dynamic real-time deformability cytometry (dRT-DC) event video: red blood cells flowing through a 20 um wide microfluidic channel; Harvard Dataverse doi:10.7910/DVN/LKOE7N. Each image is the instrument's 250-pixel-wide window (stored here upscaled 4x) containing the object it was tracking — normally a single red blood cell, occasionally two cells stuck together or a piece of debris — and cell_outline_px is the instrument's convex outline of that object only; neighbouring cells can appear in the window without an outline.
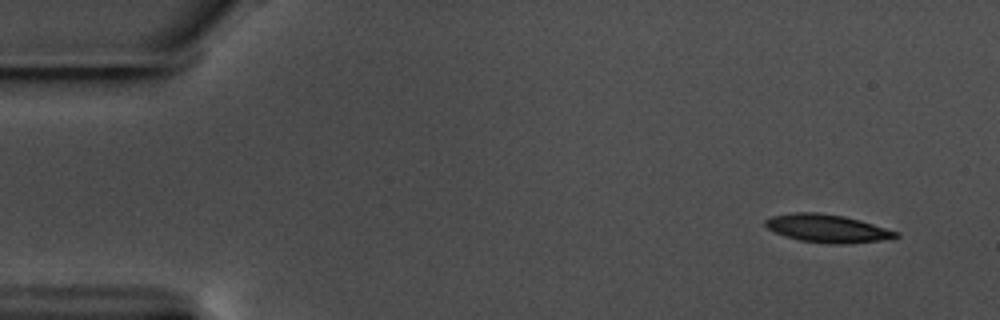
{"species": "common noctule bat (a hibernating species)", "species_latin": "Nyctalus noctula", "temperature_condition": "warm", "stored_images_in_passage": 54, "camera_frame_rate_fps": 3000, "um_per_image_px": 0.085, "animal": {"sex": "male", "body_mass_g": 17.5, "forearm_length_mm": 52.3}, "frame": {"image": 1, "passage_image": 1, "time_ms": 0.0, "image_size_px": [1000, 320], "cell_outline_px": [[900, 236], [880, 240], [844, 244], [828, 244], [800, 240], [784, 236], [768, 228], [764, 224], [764, 220], [772, 216], [796, 212], [816, 212], [844, 216], [860, 220], [900, 232]], "centroid_in_image_um": [70.32, 19.41], "position_along_channel_um": 14.7, "area_um2": 21.21}}
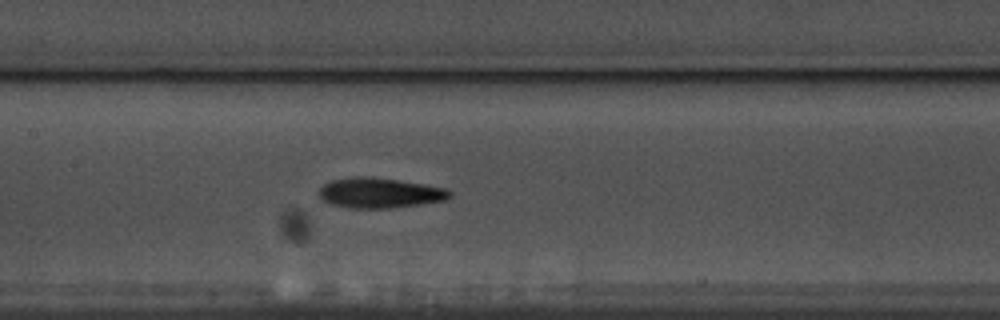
{"frame": {"image": 2, "passage_image": 24, "time_ms": 7.667, "image_size_px": [1000, 320], "cell_outline_px": [[452, 196], [444, 200], [424, 204], [392, 208], [352, 208], [332, 204], [320, 200], [316, 192], [324, 184], [332, 180], [352, 176], [368, 176], [424, 184], [444, 188], [452, 192]], "centroid_in_image_um": [32.23, 16.4], "position_along_channel_um": 175.2, "area_um2": 23.18}}
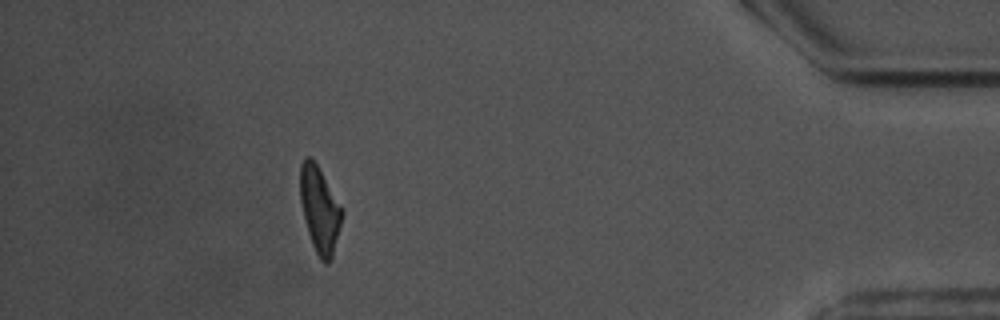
{"frame": {"image": 3, "passage_image": 48, "time_ms": 15.667, "image_size_px": [1000, 320], "cell_outline_px": [[344, 212], [332, 256], [328, 264], [324, 264], [320, 260], [312, 244], [308, 232], [300, 200], [300, 164], [304, 156], [312, 156], [340, 204]], "centroid_in_image_um": [27.16, 17.79], "position_along_channel_um": 408.0, "area_um2": 20.87}, "authors_computed_cell_mechanics": {"area_um2": 21.7906, "velocity_mm_per_s": 3.5903, "shape_relaxation_time_tau1_ms": 3.8282, "shape_relaxation_time_tau2_ms": 3.2848, "deformation_change_tau1": 0.1614, "deformation_change_tau2": 0.1306}}